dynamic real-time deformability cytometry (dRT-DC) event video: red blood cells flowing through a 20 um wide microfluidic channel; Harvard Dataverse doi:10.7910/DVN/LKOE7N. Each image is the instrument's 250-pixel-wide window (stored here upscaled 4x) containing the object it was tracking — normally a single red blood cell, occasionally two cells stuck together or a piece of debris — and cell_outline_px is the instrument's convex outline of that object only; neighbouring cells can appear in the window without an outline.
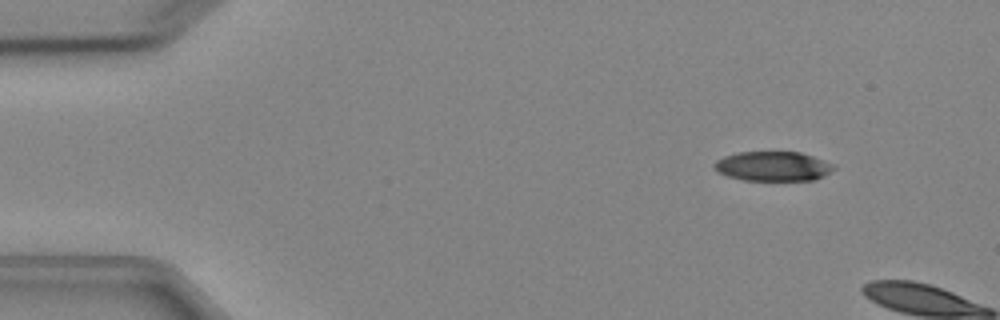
{"species": "Egyptian fruit bat (a non-hibernating species)", "species_latin": "Rousettus aegyptiacus", "temperature_condition": "cold", "stored_images_in_passage": 3, "camera_frame_rate_fps": 3000, "um_per_image_px": 0.085, "animal": {"sex": "female"}, "frame": {"image": 1, "passage_image": 2, "time_ms": 1.333, "image_size_px": [1000, 320], "cell_outline_px": [[836, 168], [824, 176], [816, 180], [744, 180], [728, 176], [716, 172], [712, 164], [716, 160], [724, 156], [740, 152], [800, 152], [836, 164]], "centroid_in_image_um": [65.71, 14.13], "position_along_channel_um": 19.3, "area_um2": 20.75}}